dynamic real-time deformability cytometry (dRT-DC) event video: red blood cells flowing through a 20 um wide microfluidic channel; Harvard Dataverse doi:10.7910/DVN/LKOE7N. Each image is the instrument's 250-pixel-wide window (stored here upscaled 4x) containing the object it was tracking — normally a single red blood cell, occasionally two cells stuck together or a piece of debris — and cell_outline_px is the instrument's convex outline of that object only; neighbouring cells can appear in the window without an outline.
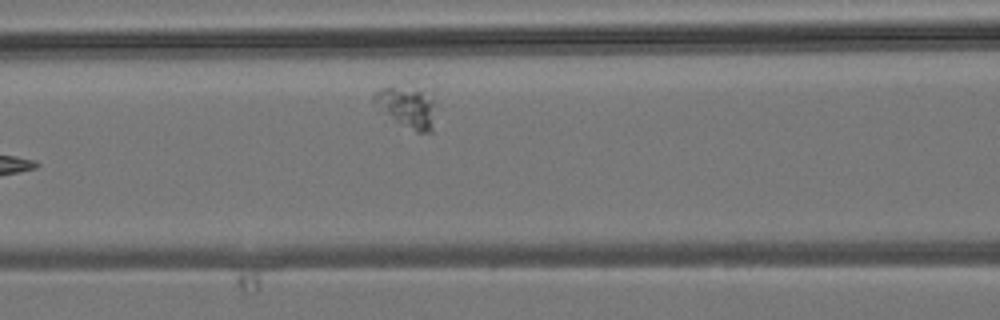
{"species": "common noctule bat (a hibernating species)", "species_latin": "Nyctalus noctula", "temperature_condition": "room temperature", "stored_images_in_passage": 5, "camera_frame_rate_fps": 3000, "um_per_image_px": 0.085, "animal": {"sex": "male", "body_mass_g": 19.2, "forearm_length_mm": 51.8}, "frame": {"image": 1, "passage_image": 5, "time_ms": 4.667, "image_size_px": [1000, 320], "cell_outline_px": [[436, 104], [432, 132], [416, 132], [400, 124], [372, 100], [372, 96], [380, 88], [392, 84], [412, 80], [436, 80]], "centroid_in_image_um": [34.83, 8.79], "position_along_channel_um": 131.8, "area_um2": 17.63}}